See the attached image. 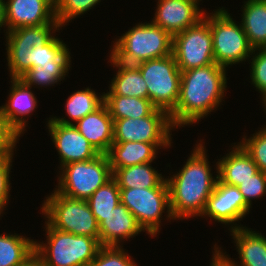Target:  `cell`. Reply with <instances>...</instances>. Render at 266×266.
<instances>
[{"instance_id":"cell-1","label":"cell","mask_w":266,"mask_h":266,"mask_svg":"<svg viewBox=\"0 0 266 266\" xmlns=\"http://www.w3.org/2000/svg\"><path fill=\"white\" fill-rule=\"evenodd\" d=\"M60 27V24H45L6 31L7 62L11 79H19L39 65L42 68L70 67L69 48L52 35Z\"/></svg>"},{"instance_id":"cell-2","label":"cell","mask_w":266,"mask_h":266,"mask_svg":"<svg viewBox=\"0 0 266 266\" xmlns=\"http://www.w3.org/2000/svg\"><path fill=\"white\" fill-rule=\"evenodd\" d=\"M226 68L213 63L181 71L180 94L169 113L174 127L196 123L219 107L226 89Z\"/></svg>"},{"instance_id":"cell-3","label":"cell","mask_w":266,"mask_h":266,"mask_svg":"<svg viewBox=\"0 0 266 266\" xmlns=\"http://www.w3.org/2000/svg\"><path fill=\"white\" fill-rule=\"evenodd\" d=\"M205 150L200 140L181 170L166 179L174 220L202 216L213 192L218 175L212 176Z\"/></svg>"},{"instance_id":"cell-4","label":"cell","mask_w":266,"mask_h":266,"mask_svg":"<svg viewBox=\"0 0 266 266\" xmlns=\"http://www.w3.org/2000/svg\"><path fill=\"white\" fill-rule=\"evenodd\" d=\"M173 36L152 21L138 23L116 39L110 56L118 62L136 65L172 54Z\"/></svg>"},{"instance_id":"cell-5","label":"cell","mask_w":266,"mask_h":266,"mask_svg":"<svg viewBox=\"0 0 266 266\" xmlns=\"http://www.w3.org/2000/svg\"><path fill=\"white\" fill-rule=\"evenodd\" d=\"M47 245L35 241L44 266H90L101 247L96 238L59 231L45 223Z\"/></svg>"},{"instance_id":"cell-6","label":"cell","mask_w":266,"mask_h":266,"mask_svg":"<svg viewBox=\"0 0 266 266\" xmlns=\"http://www.w3.org/2000/svg\"><path fill=\"white\" fill-rule=\"evenodd\" d=\"M41 209L48 218L45 222L53 228L99 241V225L86 200L70 198L54 190Z\"/></svg>"},{"instance_id":"cell-7","label":"cell","mask_w":266,"mask_h":266,"mask_svg":"<svg viewBox=\"0 0 266 266\" xmlns=\"http://www.w3.org/2000/svg\"><path fill=\"white\" fill-rule=\"evenodd\" d=\"M61 172L55 191L79 200H87L113 178L107 154H99L92 160L69 163L61 167Z\"/></svg>"},{"instance_id":"cell-8","label":"cell","mask_w":266,"mask_h":266,"mask_svg":"<svg viewBox=\"0 0 266 266\" xmlns=\"http://www.w3.org/2000/svg\"><path fill=\"white\" fill-rule=\"evenodd\" d=\"M208 24L213 39L215 63L221 67L238 64L255 54L248 42L242 25L236 23L228 11L222 7L208 16ZM249 57V58H248Z\"/></svg>"},{"instance_id":"cell-9","label":"cell","mask_w":266,"mask_h":266,"mask_svg":"<svg viewBox=\"0 0 266 266\" xmlns=\"http://www.w3.org/2000/svg\"><path fill=\"white\" fill-rule=\"evenodd\" d=\"M136 66L146 82L149 100L170 113L178 102L181 82V70L174 56L143 61Z\"/></svg>"},{"instance_id":"cell-10","label":"cell","mask_w":266,"mask_h":266,"mask_svg":"<svg viewBox=\"0 0 266 266\" xmlns=\"http://www.w3.org/2000/svg\"><path fill=\"white\" fill-rule=\"evenodd\" d=\"M113 142H146L157 149L171 146L170 132L174 128L170 114L157 108L143 118H123L113 120Z\"/></svg>"},{"instance_id":"cell-11","label":"cell","mask_w":266,"mask_h":266,"mask_svg":"<svg viewBox=\"0 0 266 266\" xmlns=\"http://www.w3.org/2000/svg\"><path fill=\"white\" fill-rule=\"evenodd\" d=\"M120 203L134 215L142 229L153 237L159 232L160 218L166 208L167 218L174 219L170 211L169 188L120 189Z\"/></svg>"},{"instance_id":"cell-12","label":"cell","mask_w":266,"mask_h":266,"mask_svg":"<svg viewBox=\"0 0 266 266\" xmlns=\"http://www.w3.org/2000/svg\"><path fill=\"white\" fill-rule=\"evenodd\" d=\"M172 55L181 71L215 63L208 15L173 36Z\"/></svg>"},{"instance_id":"cell-13","label":"cell","mask_w":266,"mask_h":266,"mask_svg":"<svg viewBox=\"0 0 266 266\" xmlns=\"http://www.w3.org/2000/svg\"><path fill=\"white\" fill-rule=\"evenodd\" d=\"M66 118H49L47 126L51 139L60 155L61 167L72 162L87 161L100 153Z\"/></svg>"},{"instance_id":"cell-14","label":"cell","mask_w":266,"mask_h":266,"mask_svg":"<svg viewBox=\"0 0 266 266\" xmlns=\"http://www.w3.org/2000/svg\"><path fill=\"white\" fill-rule=\"evenodd\" d=\"M250 211L239 188L222 183L217 179L212 194L202 214L222 224H234Z\"/></svg>"},{"instance_id":"cell-15","label":"cell","mask_w":266,"mask_h":266,"mask_svg":"<svg viewBox=\"0 0 266 266\" xmlns=\"http://www.w3.org/2000/svg\"><path fill=\"white\" fill-rule=\"evenodd\" d=\"M4 5L7 31L20 27L59 24L53 0H7Z\"/></svg>"},{"instance_id":"cell-16","label":"cell","mask_w":266,"mask_h":266,"mask_svg":"<svg viewBox=\"0 0 266 266\" xmlns=\"http://www.w3.org/2000/svg\"><path fill=\"white\" fill-rule=\"evenodd\" d=\"M197 0H158L152 22L172 36L197 24L205 12L198 7Z\"/></svg>"},{"instance_id":"cell-17","label":"cell","mask_w":266,"mask_h":266,"mask_svg":"<svg viewBox=\"0 0 266 266\" xmlns=\"http://www.w3.org/2000/svg\"><path fill=\"white\" fill-rule=\"evenodd\" d=\"M142 231L134 215L119 203L99 224V243L101 246L120 247L122 240L127 241Z\"/></svg>"},{"instance_id":"cell-18","label":"cell","mask_w":266,"mask_h":266,"mask_svg":"<svg viewBox=\"0 0 266 266\" xmlns=\"http://www.w3.org/2000/svg\"><path fill=\"white\" fill-rule=\"evenodd\" d=\"M236 225V226H235ZM231 235L235 240L237 251L240 258V263L231 260L228 255H224L221 248L214 245L216 249L231 266H266V237L252 231L247 227H241L240 225L234 224L230 229Z\"/></svg>"},{"instance_id":"cell-19","label":"cell","mask_w":266,"mask_h":266,"mask_svg":"<svg viewBox=\"0 0 266 266\" xmlns=\"http://www.w3.org/2000/svg\"><path fill=\"white\" fill-rule=\"evenodd\" d=\"M113 124L108 108L103 104L73 125L100 154H107L113 144Z\"/></svg>"},{"instance_id":"cell-20","label":"cell","mask_w":266,"mask_h":266,"mask_svg":"<svg viewBox=\"0 0 266 266\" xmlns=\"http://www.w3.org/2000/svg\"><path fill=\"white\" fill-rule=\"evenodd\" d=\"M232 148V151L225 155L226 157L223 156L216 163V172L222 183L238 187L259 170L250 155L239 143Z\"/></svg>"},{"instance_id":"cell-21","label":"cell","mask_w":266,"mask_h":266,"mask_svg":"<svg viewBox=\"0 0 266 266\" xmlns=\"http://www.w3.org/2000/svg\"><path fill=\"white\" fill-rule=\"evenodd\" d=\"M9 100L0 111L10 124L22 134L25 131L26 122L24 116L33 112L37 106V100L31 88L26 86L20 79H12ZM20 116V117H19ZM23 117V118H22Z\"/></svg>"},{"instance_id":"cell-22","label":"cell","mask_w":266,"mask_h":266,"mask_svg":"<svg viewBox=\"0 0 266 266\" xmlns=\"http://www.w3.org/2000/svg\"><path fill=\"white\" fill-rule=\"evenodd\" d=\"M158 149L146 142H113L107 156L112 172L117 168L153 162Z\"/></svg>"},{"instance_id":"cell-23","label":"cell","mask_w":266,"mask_h":266,"mask_svg":"<svg viewBox=\"0 0 266 266\" xmlns=\"http://www.w3.org/2000/svg\"><path fill=\"white\" fill-rule=\"evenodd\" d=\"M110 63L118 68L111 81L109 92L104 95H120L124 97H137L149 99L148 88L139 68L136 65H127L115 61L110 56Z\"/></svg>"},{"instance_id":"cell-24","label":"cell","mask_w":266,"mask_h":266,"mask_svg":"<svg viewBox=\"0 0 266 266\" xmlns=\"http://www.w3.org/2000/svg\"><path fill=\"white\" fill-rule=\"evenodd\" d=\"M152 162L117 168L113 178L120 189L168 188L166 178L151 166Z\"/></svg>"},{"instance_id":"cell-25","label":"cell","mask_w":266,"mask_h":266,"mask_svg":"<svg viewBox=\"0 0 266 266\" xmlns=\"http://www.w3.org/2000/svg\"><path fill=\"white\" fill-rule=\"evenodd\" d=\"M242 13V28L253 50L266 48V0H247Z\"/></svg>"},{"instance_id":"cell-26","label":"cell","mask_w":266,"mask_h":266,"mask_svg":"<svg viewBox=\"0 0 266 266\" xmlns=\"http://www.w3.org/2000/svg\"><path fill=\"white\" fill-rule=\"evenodd\" d=\"M104 104L113 120L147 117L157 109L149 99L120 95H104Z\"/></svg>"},{"instance_id":"cell-27","label":"cell","mask_w":266,"mask_h":266,"mask_svg":"<svg viewBox=\"0 0 266 266\" xmlns=\"http://www.w3.org/2000/svg\"><path fill=\"white\" fill-rule=\"evenodd\" d=\"M35 254V241L18 234L0 235V266H20Z\"/></svg>"},{"instance_id":"cell-28","label":"cell","mask_w":266,"mask_h":266,"mask_svg":"<svg viewBox=\"0 0 266 266\" xmlns=\"http://www.w3.org/2000/svg\"><path fill=\"white\" fill-rule=\"evenodd\" d=\"M86 201L99 225L103 221V217L120 203V188L117 181L112 178L98 188Z\"/></svg>"},{"instance_id":"cell-29","label":"cell","mask_w":266,"mask_h":266,"mask_svg":"<svg viewBox=\"0 0 266 266\" xmlns=\"http://www.w3.org/2000/svg\"><path fill=\"white\" fill-rule=\"evenodd\" d=\"M104 104V93L98 96L89 87L73 92L66 101V113L72 121L78 122L87 114L93 113Z\"/></svg>"},{"instance_id":"cell-30","label":"cell","mask_w":266,"mask_h":266,"mask_svg":"<svg viewBox=\"0 0 266 266\" xmlns=\"http://www.w3.org/2000/svg\"><path fill=\"white\" fill-rule=\"evenodd\" d=\"M68 68H42V66H35L19 79L28 87L32 85H40L44 87L49 85L53 86L55 83L65 79L64 77L68 73Z\"/></svg>"},{"instance_id":"cell-31","label":"cell","mask_w":266,"mask_h":266,"mask_svg":"<svg viewBox=\"0 0 266 266\" xmlns=\"http://www.w3.org/2000/svg\"><path fill=\"white\" fill-rule=\"evenodd\" d=\"M101 0H56L55 17L61 28L70 20L93 8Z\"/></svg>"},{"instance_id":"cell-32","label":"cell","mask_w":266,"mask_h":266,"mask_svg":"<svg viewBox=\"0 0 266 266\" xmlns=\"http://www.w3.org/2000/svg\"><path fill=\"white\" fill-rule=\"evenodd\" d=\"M239 144L250 155L258 170L266 173V126L250 138H242Z\"/></svg>"},{"instance_id":"cell-33","label":"cell","mask_w":266,"mask_h":266,"mask_svg":"<svg viewBox=\"0 0 266 266\" xmlns=\"http://www.w3.org/2000/svg\"><path fill=\"white\" fill-rule=\"evenodd\" d=\"M120 246H101L90 266H137Z\"/></svg>"},{"instance_id":"cell-34","label":"cell","mask_w":266,"mask_h":266,"mask_svg":"<svg viewBox=\"0 0 266 266\" xmlns=\"http://www.w3.org/2000/svg\"><path fill=\"white\" fill-rule=\"evenodd\" d=\"M238 188L246 204L251 207L253 198L258 199L266 195V173L259 170L250 179L242 182Z\"/></svg>"},{"instance_id":"cell-35","label":"cell","mask_w":266,"mask_h":266,"mask_svg":"<svg viewBox=\"0 0 266 266\" xmlns=\"http://www.w3.org/2000/svg\"><path fill=\"white\" fill-rule=\"evenodd\" d=\"M251 62V82L262 94V101L266 98V48L256 49Z\"/></svg>"},{"instance_id":"cell-36","label":"cell","mask_w":266,"mask_h":266,"mask_svg":"<svg viewBox=\"0 0 266 266\" xmlns=\"http://www.w3.org/2000/svg\"><path fill=\"white\" fill-rule=\"evenodd\" d=\"M20 135L0 111V158L13 156Z\"/></svg>"},{"instance_id":"cell-37","label":"cell","mask_w":266,"mask_h":266,"mask_svg":"<svg viewBox=\"0 0 266 266\" xmlns=\"http://www.w3.org/2000/svg\"><path fill=\"white\" fill-rule=\"evenodd\" d=\"M12 158L10 157H2L0 158V215L2 214L5 206L7 205V201H9V192H10V169L12 166Z\"/></svg>"},{"instance_id":"cell-38","label":"cell","mask_w":266,"mask_h":266,"mask_svg":"<svg viewBox=\"0 0 266 266\" xmlns=\"http://www.w3.org/2000/svg\"><path fill=\"white\" fill-rule=\"evenodd\" d=\"M213 258L210 266H231L228 261L214 249Z\"/></svg>"},{"instance_id":"cell-39","label":"cell","mask_w":266,"mask_h":266,"mask_svg":"<svg viewBox=\"0 0 266 266\" xmlns=\"http://www.w3.org/2000/svg\"><path fill=\"white\" fill-rule=\"evenodd\" d=\"M20 266H44L43 262L40 258L34 254L31 258H29L25 263Z\"/></svg>"},{"instance_id":"cell-40","label":"cell","mask_w":266,"mask_h":266,"mask_svg":"<svg viewBox=\"0 0 266 266\" xmlns=\"http://www.w3.org/2000/svg\"><path fill=\"white\" fill-rule=\"evenodd\" d=\"M5 0H0V27L6 26L5 23V5H4ZM1 30V29H0Z\"/></svg>"},{"instance_id":"cell-41","label":"cell","mask_w":266,"mask_h":266,"mask_svg":"<svg viewBox=\"0 0 266 266\" xmlns=\"http://www.w3.org/2000/svg\"><path fill=\"white\" fill-rule=\"evenodd\" d=\"M263 104H264V109L266 110V98L263 100V102H262Z\"/></svg>"}]
</instances>
